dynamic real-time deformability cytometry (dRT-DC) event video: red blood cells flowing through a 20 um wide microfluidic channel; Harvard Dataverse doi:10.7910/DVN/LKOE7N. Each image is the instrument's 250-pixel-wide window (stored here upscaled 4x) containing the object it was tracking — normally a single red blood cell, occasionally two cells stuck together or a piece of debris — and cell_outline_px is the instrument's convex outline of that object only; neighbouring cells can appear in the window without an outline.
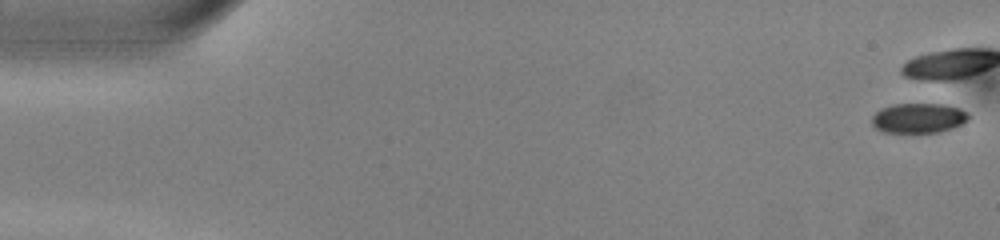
{"species": "common noctule bat (a hibernating species)", "species_latin": "Nyctalus noctula", "temperature_condition": "warm", "stored_images_in_passage": 22, "camera_frame_rate_fps": 3000, "um_per_image_px": 0.085, "animal": {"sex": "male", "body_mass_g": 13.0, "forearm_length_mm": 53.1}, "frame": {"image": 1, "passage_image": 1, "time_ms": 0.0, "image_size_px": [1000, 240], "cell_outline_px": [[968, 120], [952, 128], [940, 132], [884, 132], [876, 128], [872, 124], [872, 116], [880, 108], [892, 104], [944, 104], [960, 108], [968, 112]], "centroid_in_image_um": [78.06, 10.02], "position_along_channel_um": 6.9, "area_um2": 16.82}}